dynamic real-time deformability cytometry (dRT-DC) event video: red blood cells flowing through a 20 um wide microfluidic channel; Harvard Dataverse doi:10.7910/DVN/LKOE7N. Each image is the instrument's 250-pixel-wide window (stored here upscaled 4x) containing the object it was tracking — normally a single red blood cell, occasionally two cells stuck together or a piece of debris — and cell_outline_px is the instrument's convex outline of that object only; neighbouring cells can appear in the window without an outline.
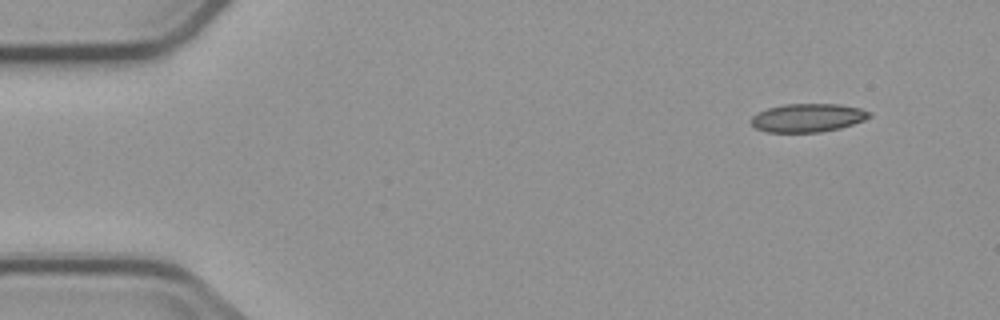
{"species": "common noctule bat (a hibernating species)", "species_latin": "Nyctalus noctula", "temperature_condition": "cold", "stored_images_in_passage": 5, "segment_of_instrument_passage": [1, 2], "camera_frame_rate_fps": 3000, "um_per_image_px": 0.085, "animal": {"sex": "male", "body_mass_g": 23.1, "forearm_length_mm": 52.7}, "frame": {"image": 1, "passage_image": 1, "time_ms": 0.0, "image_size_px": [1000, 320], "cell_outline_px": [[872, 116], [864, 120], [840, 128], [820, 132], [768, 132], [756, 128], [748, 120], [756, 112], [768, 108], [784, 104], [840, 104], [860, 108], [872, 112]], "centroid_in_image_um": [68.65, 10.0], "position_along_channel_um": 16.4, "area_um2": 19.71}}
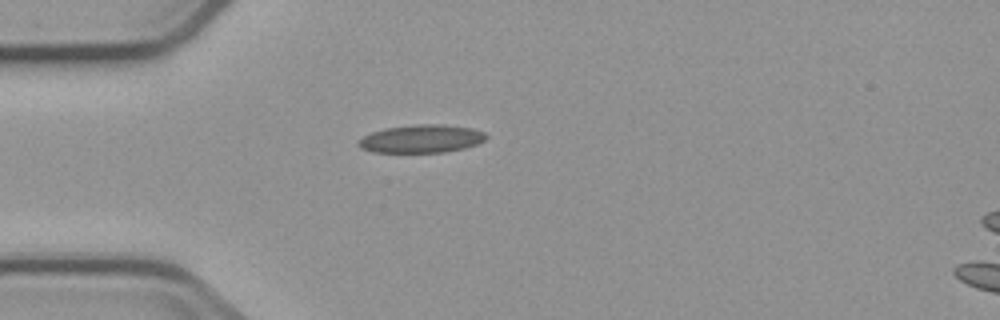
{"frame": {"image": 2, "passage_image": 4, "time_ms": 3.333, "image_size_px": [1000, 320], "cell_outline_px": [[488, 136], [484, 140], [476, 144], [464, 148], [444, 152], [372, 152], [360, 148], [356, 144], [364, 136], [372, 132], [384, 128], [416, 124], [440, 124], [472, 128], [484, 132]], "centroid_in_image_um": [35.81, 11.79], "position_along_channel_um": 49.2, "area_um2": 20.81}}